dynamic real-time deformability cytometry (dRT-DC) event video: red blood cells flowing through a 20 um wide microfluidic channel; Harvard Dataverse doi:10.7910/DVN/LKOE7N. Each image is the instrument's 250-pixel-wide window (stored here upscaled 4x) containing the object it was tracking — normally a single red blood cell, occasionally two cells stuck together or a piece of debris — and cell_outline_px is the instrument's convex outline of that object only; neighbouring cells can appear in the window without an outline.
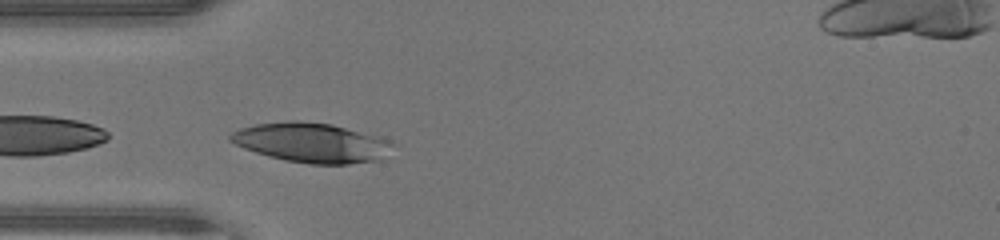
{"species": "human", "species_latin": "Homo sapiens", "temperature_condition": "warm", "stored_images_in_passage": 25, "camera_frame_rate_fps": 3000, "um_per_image_px": 0.085, "donor": {"sex": "male"}, "frame": {"image": 1, "passage_image": 1, "time_ms": 0.0, "image_size_px": [1000, 240], "cell_outline_px": [[396, 144], [380, 160], [348, 164], [308, 164], [284, 160], [268, 156], [244, 148], [228, 140], [228, 136], [232, 132], [240, 128], [256, 124], [288, 120], [300, 120], [332, 124], [384, 136], [392, 140]], "centroid_in_image_um": [26.54, 12.11], "position_along_channel_um": 58.5, "area_um2": 38.09}}
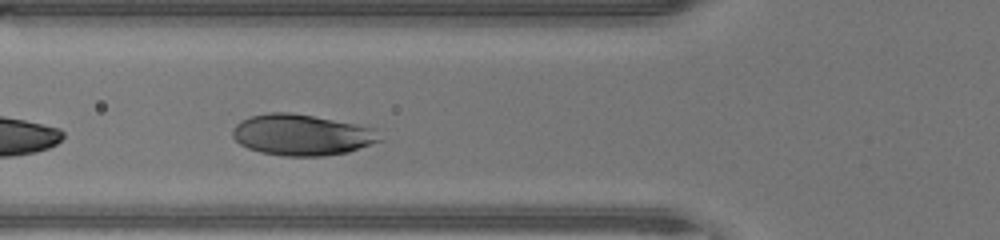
{"frame": {"image": 2, "passage_image": 4, "time_ms": 1.0, "image_size_px": [1000, 240], "cell_outline_px": [[384, 140], [348, 152], [324, 156], [284, 156], [260, 152], [248, 148], [240, 144], [232, 136], [232, 128], [240, 120], [252, 116], [268, 112], [288, 112], [312, 116], [380, 128]], "centroid_in_image_um": [25.71, 11.46], "position_along_channel_um": 100.1, "area_um2": 35.66}, "authors_computed_cell_mechanics": {"area_um2": 35.547, "velocity_mm_per_s": 4.3351, "shape_relaxation_time_tau1_ms": 0.6035, "shape_relaxation_time_tau2_ms": null, "deformation_change_tau1": 0.0932, "deformation_change_tau2": null}}